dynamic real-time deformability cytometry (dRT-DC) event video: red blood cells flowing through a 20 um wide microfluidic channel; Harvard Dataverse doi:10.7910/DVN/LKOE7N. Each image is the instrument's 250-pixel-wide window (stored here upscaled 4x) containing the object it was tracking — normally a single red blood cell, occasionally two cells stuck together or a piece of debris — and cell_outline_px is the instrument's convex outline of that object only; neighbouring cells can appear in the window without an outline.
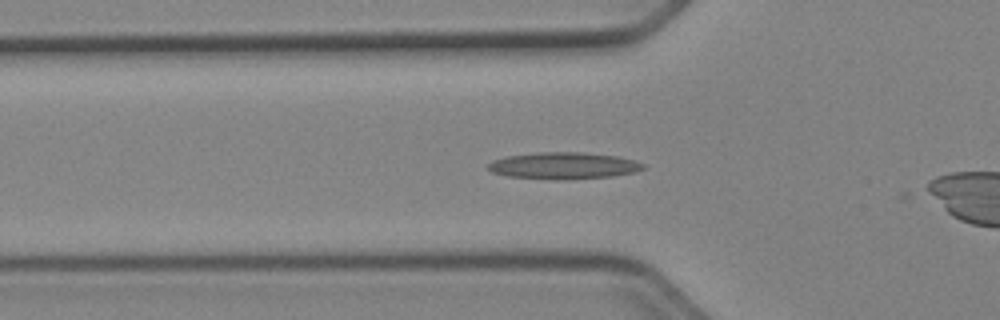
{"species": "Egyptian fruit bat (a non-hibernating species)", "species_latin": "Rousettus aegyptiacus", "temperature_condition": "cold", "stored_images_in_passage": 43, "camera_frame_rate_fps": 3000, "um_per_image_px": 0.085, "animal": {"sex": "female"}, "frame": {"image": 1, "passage_image": 8, "time_ms": 2.333, "image_size_px": [1000, 320], "cell_outline_px": [[644, 168], [636, 172], [612, 176], [564, 180], [556, 180], [508, 176], [492, 172], [488, 168], [488, 164], [492, 160], [508, 156], [536, 152], [584, 152], [616, 156], [632, 160], [644, 164]], "centroid_in_image_um": [47.89, 14.08], "position_along_channel_um": 77.9, "area_um2": 24.16}}
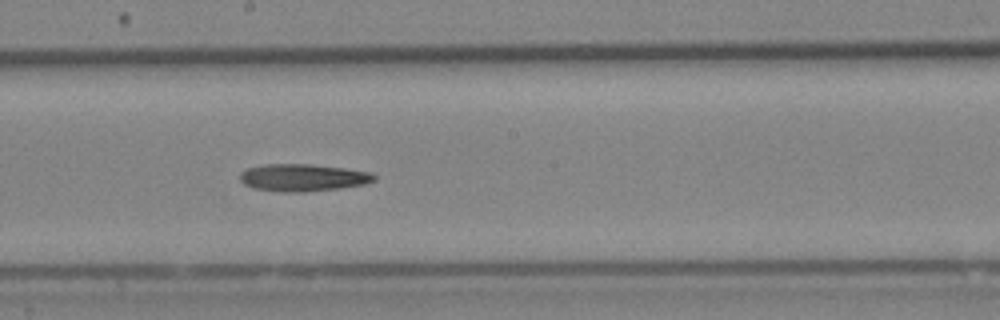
{"frame": {"image": 2, "passage_image": 19, "time_ms": 6.0, "image_size_px": [1000, 320], "cell_outline_px": [[376, 180], [364, 184], [340, 188], [304, 192], [284, 192], [252, 188], [244, 184], [240, 180], [240, 172], [248, 168], [264, 164], [308, 164], [344, 168], [372, 172], [376, 176]], "centroid_in_image_um": [25.74, 15.1], "position_along_channel_um": 222.5, "area_um2": 21.39}}
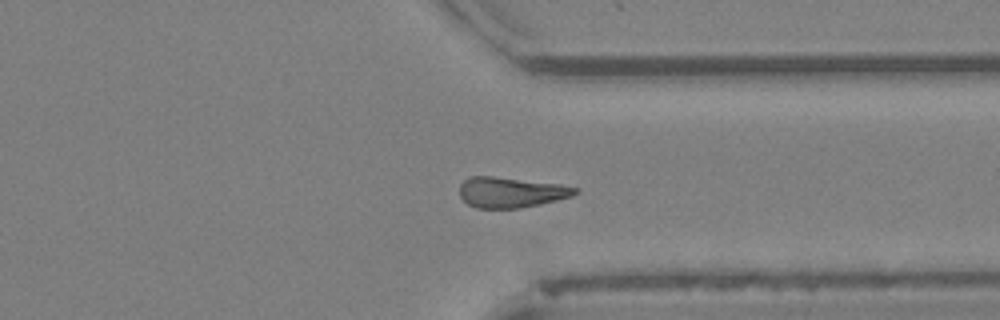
{"frame": {"image": 3, "passage_image": 30, "time_ms": 9.667, "image_size_px": [1000, 320], "cell_outline_px": [[580, 192], [572, 196], [540, 204], [516, 208], [476, 208], [468, 204], [460, 196], [460, 184], [464, 180], [472, 176], [492, 176], [560, 184], [580, 188]], "centroid_in_image_um": [43.45, 16.34], "position_along_channel_um": 367.9, "area_um2": 20.46}}